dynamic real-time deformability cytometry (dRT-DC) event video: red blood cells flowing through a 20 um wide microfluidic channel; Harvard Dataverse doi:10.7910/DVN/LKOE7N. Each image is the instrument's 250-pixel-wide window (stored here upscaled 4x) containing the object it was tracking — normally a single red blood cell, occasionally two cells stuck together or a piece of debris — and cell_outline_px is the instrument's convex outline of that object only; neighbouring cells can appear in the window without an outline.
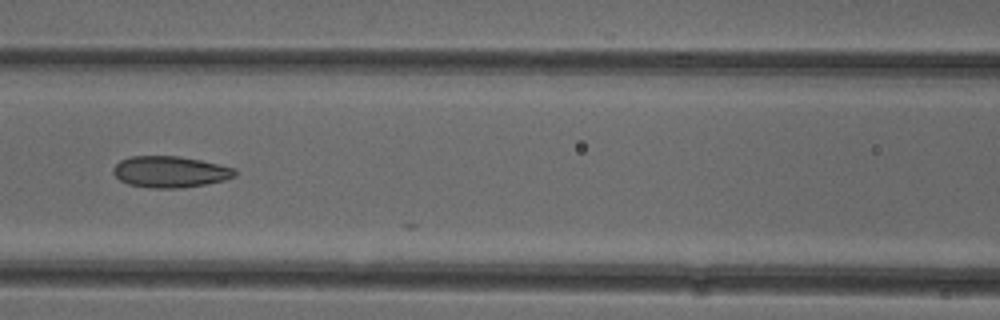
{"species": "common noctule bat (a hibernating species)", "species_latin": "Nyctalus noctula", "temperature_condition": "cold", "stored_images_in_passage": 24, "camera_frame_rate_fps": 3000, "um_per_image_px": 0.085, "animal": {"sex": "female"}, "frame": {"image": 1, "passage_image": 23, "time_ms": 7.333, "image_size_px": [1000, 320], "cell_outline_px": [[236, 176], [224, 180], [204, 184], [180, 188], [152, 188], [128, 184], [120, 180], [112, 172], [112, 168], [120, 160], [132, 156], [176, 156], [200, 160], [220, 164], [236, 168]], "centroid_in_image_um": [14.46, 14.6], "position_along_channel_um": 152.1, "area_um2": 22.2}}